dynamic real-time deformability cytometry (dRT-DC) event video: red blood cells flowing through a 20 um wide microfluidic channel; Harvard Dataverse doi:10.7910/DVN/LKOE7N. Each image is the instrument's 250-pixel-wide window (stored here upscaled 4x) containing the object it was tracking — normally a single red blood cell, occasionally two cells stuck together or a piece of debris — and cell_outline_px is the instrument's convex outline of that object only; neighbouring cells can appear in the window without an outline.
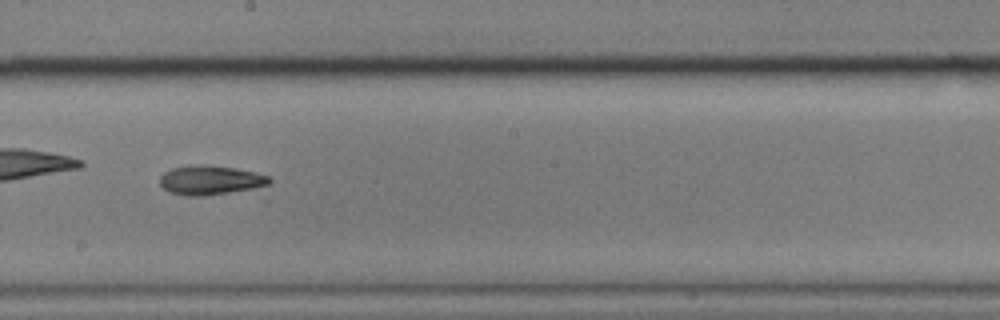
{"species": "common noctule bat (a hibernating species)", "species_latin": "Nyctalus noctula", "temperature_condition": "cold", "stored_images_in_passage": 53, "camera_frame_rate_fps": 3000, "um_per_image_px": 0.085, "animal": {"sex": "male", "body_mass_g": 17.9}, "frame": {"image": 1, "passage_image": 31, "time_ms": 10.0, "image_size_px": [1000, 320], "cell_outline_px": [[272, 180], [268, 184], [260, 188], [204, 196], [188, 196], [168, 192], [160, 184], [160, 176], [164, 172], [172, 168], [200, 164], [204, 164], [232, 168], [256, 172], [268, 176]], "centroid_in_image_um": [17.89, 15.32], "position_along_channel_um": 230.3, "area_um2": 18.79}, "authors_computed_cell_mechanics": {"area_um2": 18.6694, "velocity_mm_per_s": 3.5641, "shape_relaxation_time_tau1_ms": 4.5491, "shape_relaxation_time_tau2_ms": null, "deformation_change_tau1": 0.1374, "deformation_change_tau2": null}}